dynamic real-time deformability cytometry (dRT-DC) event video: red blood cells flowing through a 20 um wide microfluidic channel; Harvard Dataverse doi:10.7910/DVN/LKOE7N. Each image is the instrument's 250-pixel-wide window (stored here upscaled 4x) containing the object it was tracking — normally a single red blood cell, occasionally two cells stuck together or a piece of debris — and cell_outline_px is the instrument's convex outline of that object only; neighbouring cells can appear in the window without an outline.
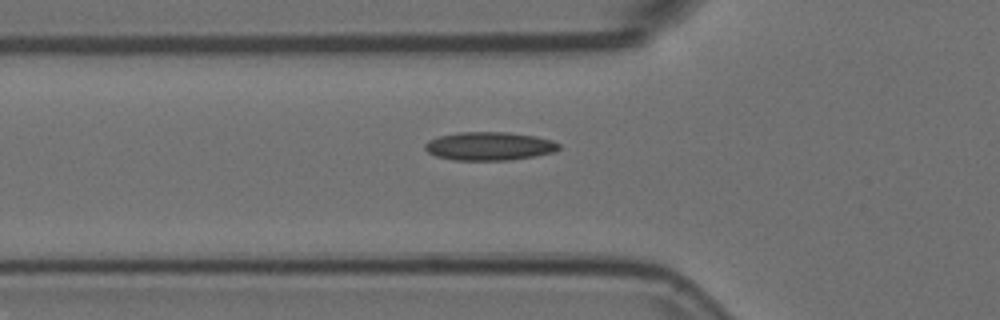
{"species": "Egyptian fruit bat (a non-hibernating species)", "species_latin": "Rousettus aegyptiacus", "temperature_condition": "room temperature", "stored_images_in_passage": 5, "camera_frame_rate_fps": 3000, "um_per_image_px": 0.085, "animal": {"sex": "female"}, "frame": {"image": 1, "passage_image": 5, "time_ms": 1.333, "image_size_px": [1000, 320], "cell_outline_px": [[560, 148], [552, 152], [532, 156], [508, 160], [456, 160], [436, 156], [428, 152], [424, 148], [424, 144], [428, 140], [440, 136], [460, 132], [508, 132], [536, 136], [552, 140], [560, 144]], "centroid_in_image_um": [41.58, 12.41], "position_along_channel_um": 84.2, "area_um2": 22.02}}